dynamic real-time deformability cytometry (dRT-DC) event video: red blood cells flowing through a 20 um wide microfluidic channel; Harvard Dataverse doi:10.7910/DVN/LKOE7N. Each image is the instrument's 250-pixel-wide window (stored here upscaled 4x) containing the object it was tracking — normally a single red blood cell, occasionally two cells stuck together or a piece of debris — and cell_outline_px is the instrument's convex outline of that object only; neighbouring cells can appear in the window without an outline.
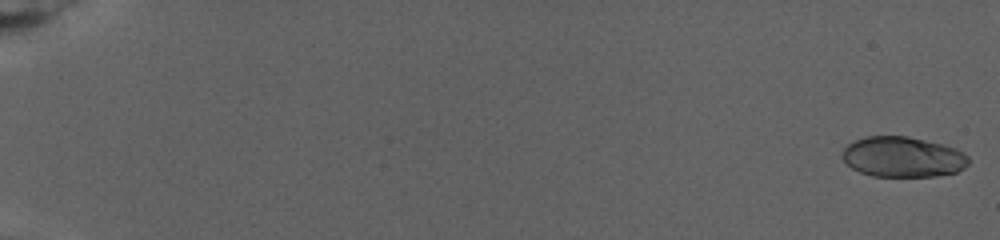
{"species": "human", "species_latin": "Homo sapiens", "temperature_condition": "warm", "stored_images_in_passage": 79, "camera_frame_rate_fps": 3000, "um_per_image_px": 0.085, "donor": {"sex": "female"}, "frame": {"image": 1, "passage_image": 2, "time_ms": 0.333, "image_size_px": [1000, 240], "cell_outline_px": [[968, 164], [964, 168], [956, 172], [936, 176], [872, 176], [860, 172], [852, 168], [840, 156], [844, 148], [848, 144], [864, 136], [908, 136], [956, 148], [964, 152], [968, 156]], "centroid_in_image_um": [76.73, 13.34], "position_along_channel_um": 8.3, "area_um2": 29.71}}
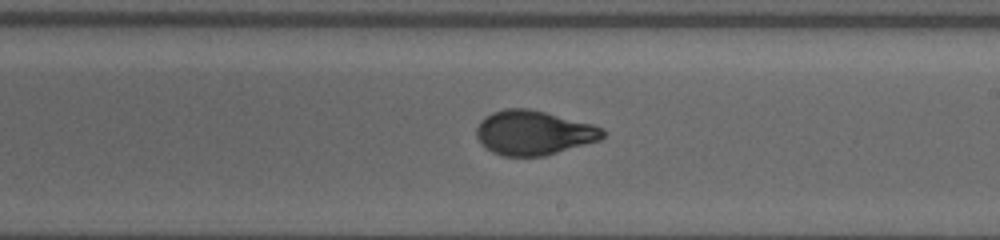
{"frame": {"image": 2, "passage_image": 52, "time_ms": 17.0, "image_size_px": [1000, 240], "cell_outline_px": [[604, 136], [600, 140], [544, 156], [504, 156], [492, 152], [476, 136], [476, 128], [480, 120], [484, 116], [492, 112], [504, 108], [528, 108], [592, 124], [604, 128]], "centroid_in_image_um": [45.35, 11.27], "position_along_channel_um": 243.7, "area_um2": 32.54}}
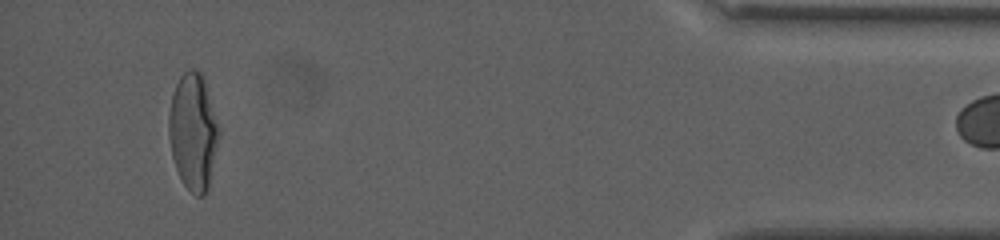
{"frame": {"image": 3, "passage_image": 78, "time_ms": 25.667, "image_size_px": [1000, 240], "cell_outline_px": [[220, 128], [208, 188], [204, 196], [196, 196], [184, 184], [176, 168], [172, 156], [168, 136], [168, 116], [172, 92], [180, 76], [184, 72], [192, 68], [196, 68], [204, 76]], "centroid_in_image_um": [16.41, 11.13], "position_along_channel_um": 418.8, "area_um2": 34.16}}